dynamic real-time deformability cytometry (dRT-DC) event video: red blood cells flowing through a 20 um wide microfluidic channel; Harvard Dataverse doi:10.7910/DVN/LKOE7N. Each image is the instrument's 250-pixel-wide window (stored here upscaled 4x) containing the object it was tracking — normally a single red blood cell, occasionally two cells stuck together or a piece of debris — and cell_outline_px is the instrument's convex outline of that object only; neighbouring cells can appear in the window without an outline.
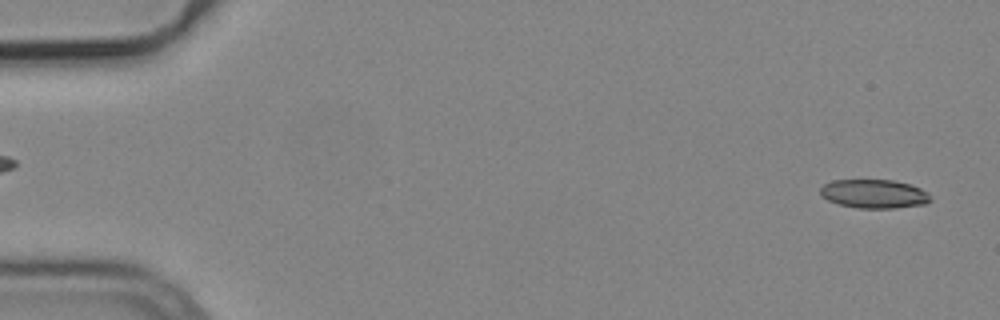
{"species": "common noctule bat (a hibernating species)", "species_latin": "Nyctalus noctula", "temperature_condition": "cold", "stored_images_in_passage": 53, "camera_frame_rate_fps": 3000, "um_per_image_px": 0.085, "animal": {"sex": "male", "body_mass_g": 19.2, "forearm_length_mm": 51.8}, "frame": {"image": 1, "passage_image": 1, "time_ms": 0.0, "image_size_px": [1000, 320], "cell_outline_px": [[932, 200], [928, 204], [896, 208], [856, 208], [840, 204], [828, 200], [820, 196], [820, 188], [824, 184], [832, 180], [892, 180], [908, 184], [920, 188], [928, 192]], "centroid_in_image_um": [74.31, 16.48], "position_along_channel_um": 10.7, "area_um2": 18.61}}
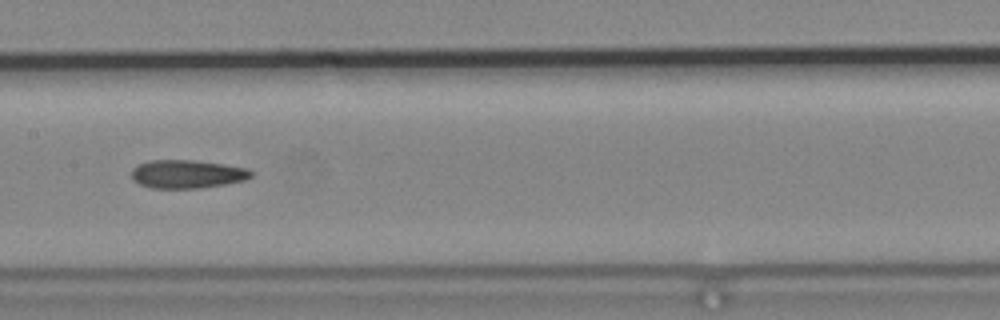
{"frame": {"image": 2, "passage_image": 26, "time_ms": 8.333, "image_size_px": [1000, 320], "cell_outline_px": [[252, 176], [244, 180], [224, 184], [200, 188], [152, 188], [140, 184], [132, 180], [132, 168], [148, 160], [192, 160], [248, 168], [252, 172]], "centroid_in_image_um": [15.88, 14.8], "position_along_channel_um": 191.5, "area_um2": 19.59}}
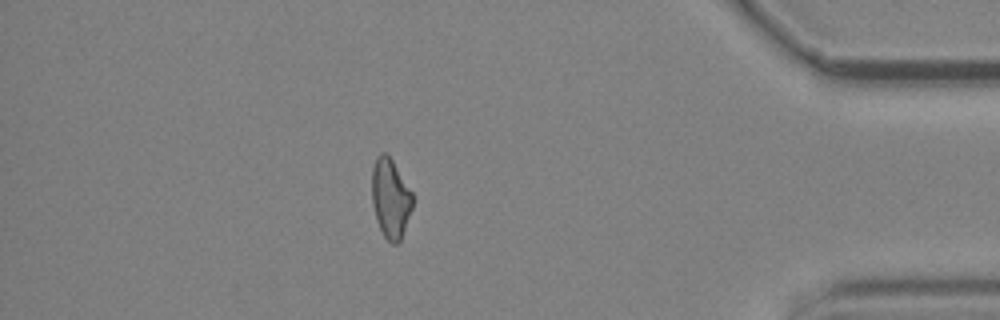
{"frame": {"image": 3, "passage_image": 46, "time_ms": 15.0, "image_size_px": [1000, 320], "cell_outline_px": [[412, 208], [400, 244], [392, 244], [384, 236], [376, 220], [372, 204], [372, 168], [376, 156], [380, 152], [384, 152], [392, 160], [412, 192]], "centroid_in_image_um": [33.18, 16.88], "position_along_channel_um": 402.0, "area_um2": 18.9}, "authors_computed_cell_mechanics": {"area_um2": 19.5942, "velocity_mm_per_s": 3.7845, "shape_relaxation_time_tau1_ms": null, "shape_relaxation_time_tau2_ms": 4.0236, "deformation_change_tau1": null, "deformation_change_tau2": 0.1274}}